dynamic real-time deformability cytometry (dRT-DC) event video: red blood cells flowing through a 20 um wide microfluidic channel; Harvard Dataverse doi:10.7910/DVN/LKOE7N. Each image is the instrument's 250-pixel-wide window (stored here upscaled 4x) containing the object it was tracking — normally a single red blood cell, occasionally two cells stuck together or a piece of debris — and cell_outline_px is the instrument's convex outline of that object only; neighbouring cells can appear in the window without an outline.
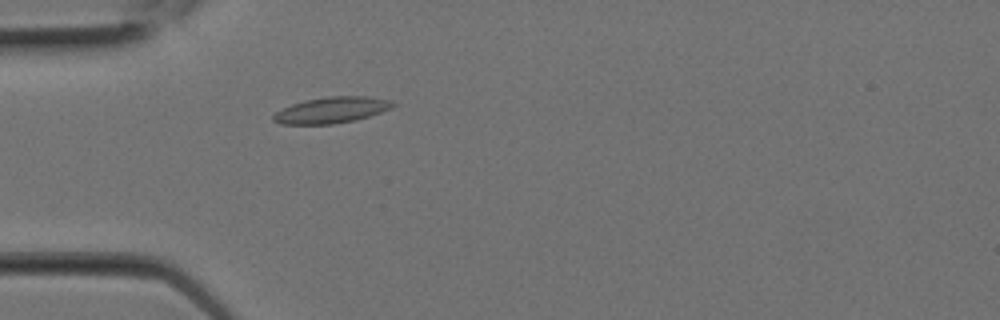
{"species": "Egyptian fruit bat (a non-hibernating species)", "species_latin": "Rousettus aegyptiacus", "temperature_condition": "room temperature", "stored_images_in_passage": 6, "camera_frame_rate_fps": 3000, "um_per_image_px": 0.085, "animal": {"sex": "female"}, "frame": {"image": 1, "passage_image": 6, "time_ms": 1.667, "image_size_px": [1000, 320], "cell_outline_px": [[396, 104], [392, 108], [356, 120], [332, 124], [280, 124], [272, 120], [272, 116], [276, 112], [292, 104], [304, 100], [328, 96], [368, 96], [392, 100]], "centroid_in_image_um": [28.19, 9.35], "position_along_channel_um": 56.8, "area_um2": 18.21}}